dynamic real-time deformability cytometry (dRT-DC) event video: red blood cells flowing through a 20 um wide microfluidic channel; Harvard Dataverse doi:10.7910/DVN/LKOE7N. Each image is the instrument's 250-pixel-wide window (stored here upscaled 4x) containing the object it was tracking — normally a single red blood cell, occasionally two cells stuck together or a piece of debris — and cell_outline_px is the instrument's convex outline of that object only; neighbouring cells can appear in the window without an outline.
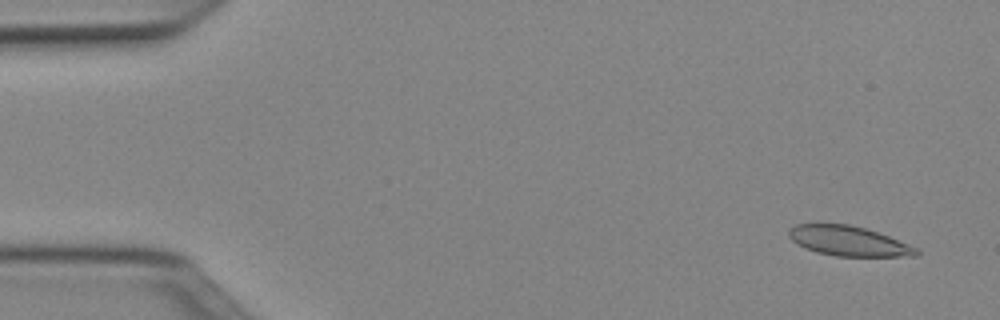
{"species": "Egyptian fruit bat (a non-hibernating species)", "species_latin": "Rousettus aegyptiacus", "temperature_condition": "cold", "stored_images_in_passage": 51, "camera_frame_rate_fps": 3000, "um_per_image_px": 0.085, "animal": {"sex": "female"}, "frame": {"image": 1, "passage_image": 3, "time_ms": 0.667, "image_size_px": [1000, 320], "cell_outline_px": [[920, 252], [916, 256], [836, 256], [816, 252], [804, 248], [792, 240], [788, 236], [788, 228], [796, 224], [852, 224], [888, 236], [920, 248]], "centroid_in_image_um": [72.13, 20.49], "position_along_channel_um": 12.9, "area_um2": 22.25}}
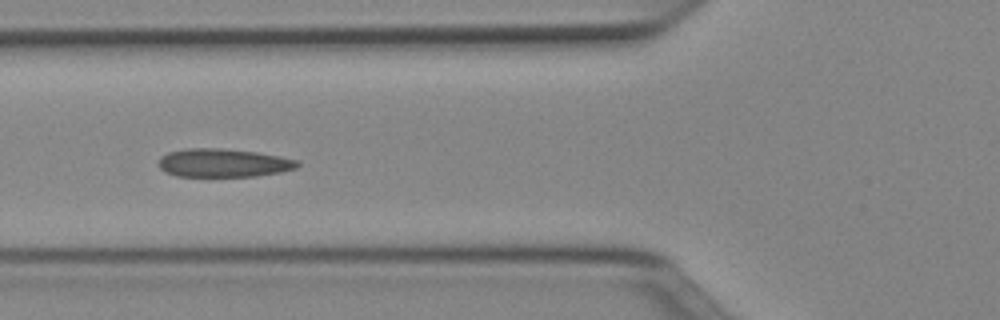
{"frame": {"image": 2, "passage_image": 19, "time_ms": 6.0, "image_size_px": [1000, 320], "cell_outline_px": [[300, 164], [296, 168], [280, 172], [256, 176], [176, 176], [164, 172], [160, 168], [160, 156], [168, 152], [184, 148], [220, 148], [256, 152], [280, 156], [300, 160]], "centroid_in_image_um": [18.99, 13.84], "position_along_channel_um": 106.8, "area_um2": 23.06}}
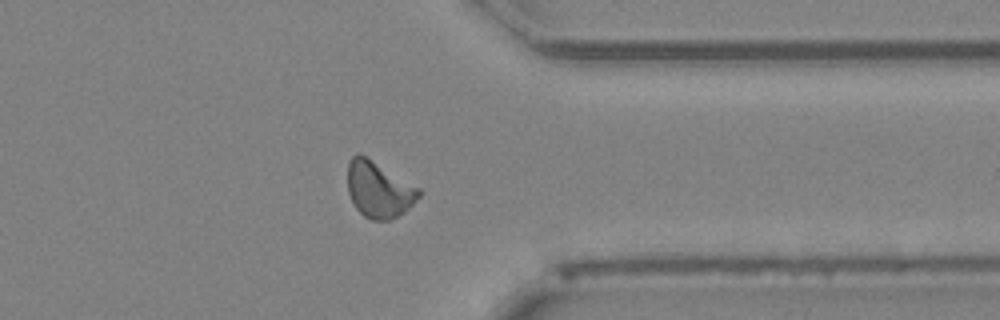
{"frame": {"image": 3, "passage_image": 40, "time_ms": 13.0, "image_size_px": [1000, 320], "cell_outline_px": [[420, 196], [404, 212], [388, 220], [372, 220], [364, 216], [356, 208], [348, 192], [348, 164], [352, 156], [356, 152], [360, 152], [420, 188]], "centroid_in_image_um": [32.18, 16.08], "position_along_channel_um": 379.2, "area_um2": 23.24}, "authors_computed_cell_mechanics": {"area_um2": 22.5998, "velocity_mm_per_s": 3.985, "shape_relaxation_time_tau1_ms": null, "shape_relaxation_time_tau2_ms": 5.4041, "deformation_change_tau1": null, "deformation_change_tau2": 0.1147}}